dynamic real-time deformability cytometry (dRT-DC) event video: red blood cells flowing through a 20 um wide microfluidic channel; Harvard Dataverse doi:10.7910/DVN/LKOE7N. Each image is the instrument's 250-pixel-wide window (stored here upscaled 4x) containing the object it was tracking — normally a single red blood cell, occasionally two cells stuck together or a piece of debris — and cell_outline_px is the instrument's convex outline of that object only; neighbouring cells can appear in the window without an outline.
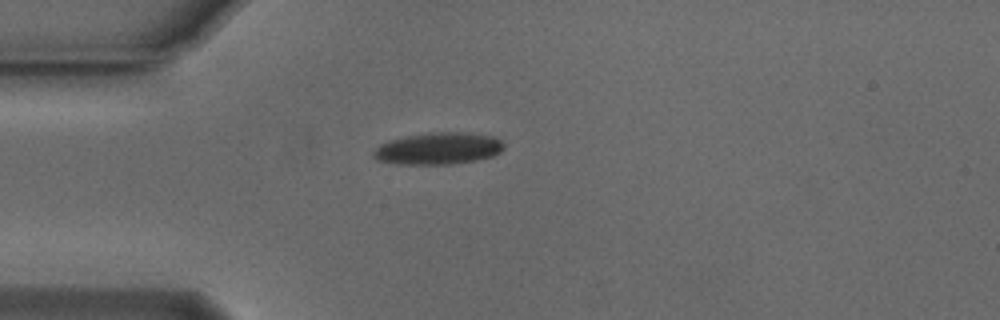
{"species": "Egyptian fruit bat (a non-hibernating species)", "species_latin": "Rousettus aegyptiacus", "temperature_condition": "cold", "stored_images_in_passage": 37, "camera_frame_rate_fps": 3000, "um_per_image_px": 0.085, "animal": {"sex": "male"}, "frame": {"image": 1, "passage_image": 1, "time_ms": 0.0, "image_size_px": [1000, 320], "cell_outline_px": [[504, 148], [500, 152], [492, 156], [476, 160], [452, 164], [396, 164], [376, 160], [372, 156], [372, 152], [380, 144], [388, 140], [428, 132], [460, 132], [492, 136], [500, 140], [504, 144]], "centroid_in_image_um": [37.22, 12.63], "position_along_channel_um": 47.8, "area_um2": 24.28}}
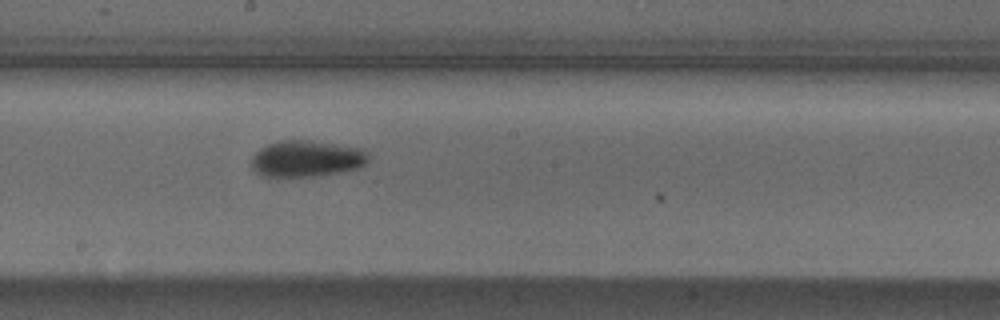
{"frame": {"image": 2, "passage_image": 16, "time_ms": 5.0, "image_size_px": [1000, 320], "cell_outline_px": [[368, 160], [360, 168], [320, 176], [264, 176], [256, 172], [252, 168], [248, 160], [260, 148], [268, 144], [280, 140], [308, 140], [360, 148], [368, 152]], "centroid_in_image_um": [26.03, 13.49], "position_along_channel_um": 222.2, "area_um2": 24.91}}
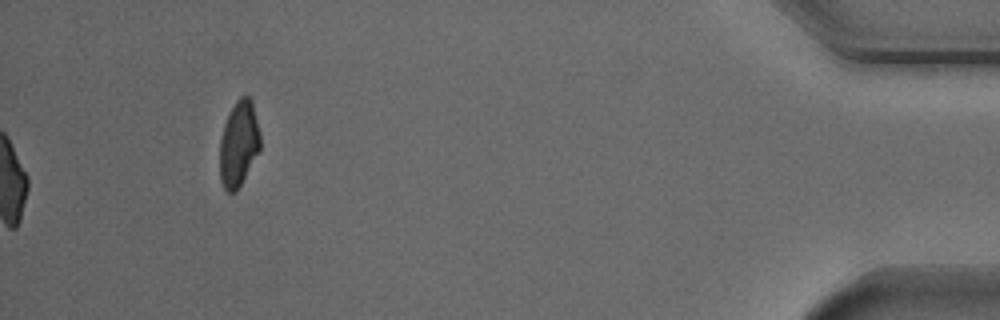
{"frame": {"image": 3, "passage_image": 37, "time_ms": 12.0, "image_size_px": [1000, 320], "cell_outline_px": [[260, 148], [236, 192], [228, 192], [224, 188], [220, 180], [220, 140], [224, 124], [236, 100], [240, 96], [248, 96], [252, 100], [260, 132]], "centroid_in_image_um": [20.29, 12.2], "position_along_channel_um": 414.9, "area_um2": 19.94}, "authors_computed_cell_mechanics": {"area_um2": 23.1778, "velocity_mm_per_s": 3.7695, "shape_relaxation_time_tau1_ms": 3.8483, "shape_relaxation_time_tau2_ms": null, "deformation_change_tau1": 0.1255, "deformation_change_tau2": null}}